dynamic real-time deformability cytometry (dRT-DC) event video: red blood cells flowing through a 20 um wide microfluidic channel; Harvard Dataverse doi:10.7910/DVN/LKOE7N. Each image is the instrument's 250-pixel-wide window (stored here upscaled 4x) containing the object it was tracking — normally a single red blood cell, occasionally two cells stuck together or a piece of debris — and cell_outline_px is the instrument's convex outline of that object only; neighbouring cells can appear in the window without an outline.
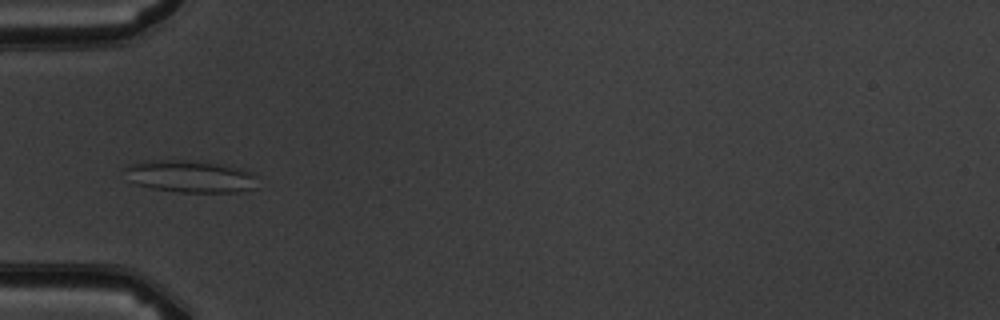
{"species": "common noctule bat (a hibernating species)", "species_latin": "Nyctalus noctula", "temperature_condition": "warm", "stored_images_in_passage": 7, "camera_frame_rate_fps": 3000, "um_per_image_px": 0.085, "animal": {"sex": "male", "body_mass_g": 19.5, "forearm_length_mm": 54.6}, "frame": {"image": 1, "passage_image": 4, "time_ms": 4.333, "image_size_px": [1000, 320], "cell_outline_px": [[260, 188], [236, 192], [180, 192], [152, 188], [136, 184], [124, 168], [128, 164], [144, 160], [196, 160], [244, 168], [252, 172], [256, 176]], "centroid_in_image_um": [16.28, 14.98], "position_along_channel_um": 68.7, "area_um2": 25.2}}
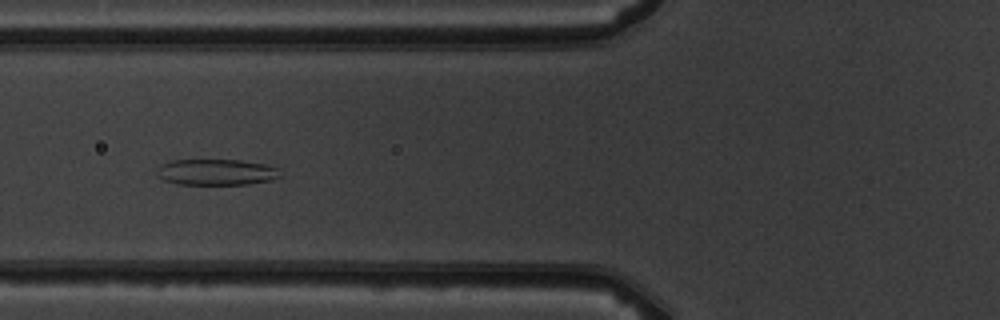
{"frame": {"image": 2, "passage_image": 5, "time_ms": 5.333, "image_size_px": [1000, 320], "cell_outline_px": [[280, 176], [272, 180], [248, 184], [176, 184], [164, 180], [156, 176], [156, 168], [160, 164], [172, 160], [240, 160], [264, 164], [276, 168]], "centroid_in_image_um": [18.31, 14.63], "position_along_channel_um": 107.5, "area_um2": 18.73}}
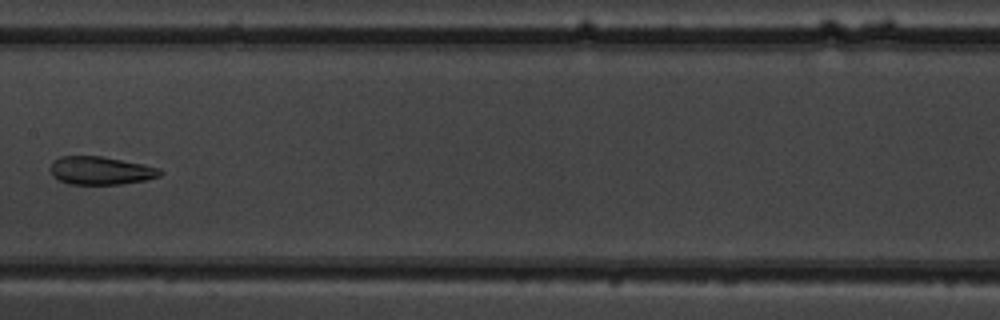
{"frame": {"image": 3, "passage_image": 7, "time_ms": 7.667, "image_size_px": [1000, 320], "cell_outline_px": [[164, 172], [160, 176], [144, 180], [120, 184], [68, 184], [52, 176], [52, 164], [60, 156], [100, 156], [144, 164], [160, 168]], "centroid_in_image_um": [8.6, 14.5], "position_along_channel_um": 198.8, "area_um2": 17.8}}